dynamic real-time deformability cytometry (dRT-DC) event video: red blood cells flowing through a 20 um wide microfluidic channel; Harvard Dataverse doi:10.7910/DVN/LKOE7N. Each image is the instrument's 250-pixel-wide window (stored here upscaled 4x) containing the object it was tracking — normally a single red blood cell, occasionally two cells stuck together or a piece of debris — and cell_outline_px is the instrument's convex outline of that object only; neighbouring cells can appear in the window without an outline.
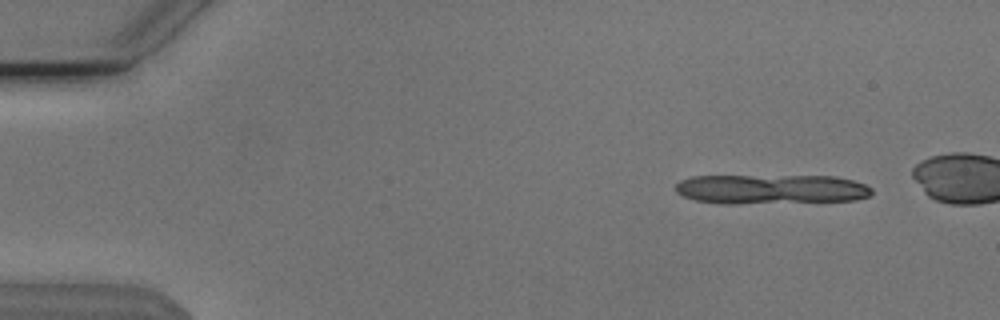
{"species": "Egyptian fruit bat (a non-hibernating species)", "species_latin": "Rousettus aegyptiacus", "temperature_condition": "cold", "stored_images_in_passage": 8, "camera_frame_rate_fps": 3000, "um_per_image_px": 0.085, "animal": {"sex": "male"}, "frame": {"image": 1, "passage_image": 1, "time_ms": 0.0, "image_size_px": [1000, 320], "cell_outline_px": [[872, 192], [868, 196], [856, 200], [736, 204], [720, 204], [696, 200], [684, 196], [676, 192], [676, 184], [680, 180], [692, 176], [836, 176], [852, 180], [864, 184], [872, 188]], "centroid_in_image_um": [65.52, 16.08], "position_along_channel_um": 19.5, "area_um2": 33.99}}